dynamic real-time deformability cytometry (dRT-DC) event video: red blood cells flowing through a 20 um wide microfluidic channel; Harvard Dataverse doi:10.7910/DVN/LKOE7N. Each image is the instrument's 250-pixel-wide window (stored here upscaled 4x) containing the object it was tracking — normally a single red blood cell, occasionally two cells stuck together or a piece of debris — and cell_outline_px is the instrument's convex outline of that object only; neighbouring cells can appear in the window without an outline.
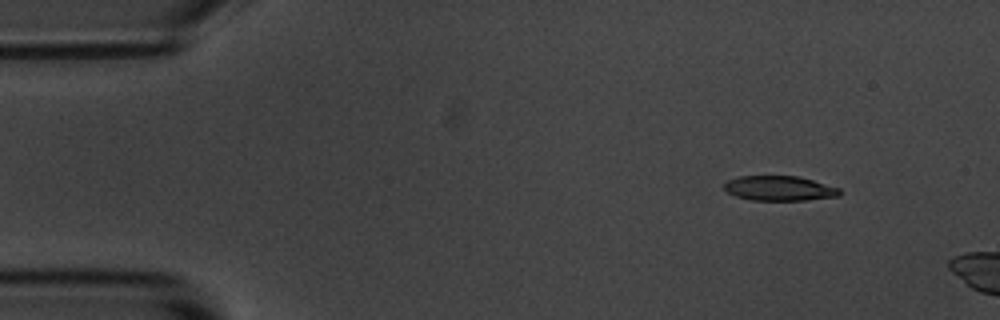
{"species": "common noctule bat (a hibernating species)", "species_latin": "Nyctalus noctula", "temperature_condition": "room temperature", "stored_images_in_passage": 3, "camera_frame_rate_fps": 3000, "um_per_image_px": 0.085, "animal": {"sex": "male", "body_mass_g": 20.1, "forearm_length_mm": 53.5}, "frame": {"image": 1, "passage_image": 1, "time_ms": 0.0, "image_size_px": [1000, 320], "cell_outline_px": [[840, 196], [804, 200], [752, 200], [736, 196], [728, 192], [724, 188], [724, 184], [728, 180], [740, 176], [800, 176], [840, 188]], "centroid_in_image_um": [66.27, 16.0], "position_along_channel_um": 18.7, "area_um2": 16.65}}